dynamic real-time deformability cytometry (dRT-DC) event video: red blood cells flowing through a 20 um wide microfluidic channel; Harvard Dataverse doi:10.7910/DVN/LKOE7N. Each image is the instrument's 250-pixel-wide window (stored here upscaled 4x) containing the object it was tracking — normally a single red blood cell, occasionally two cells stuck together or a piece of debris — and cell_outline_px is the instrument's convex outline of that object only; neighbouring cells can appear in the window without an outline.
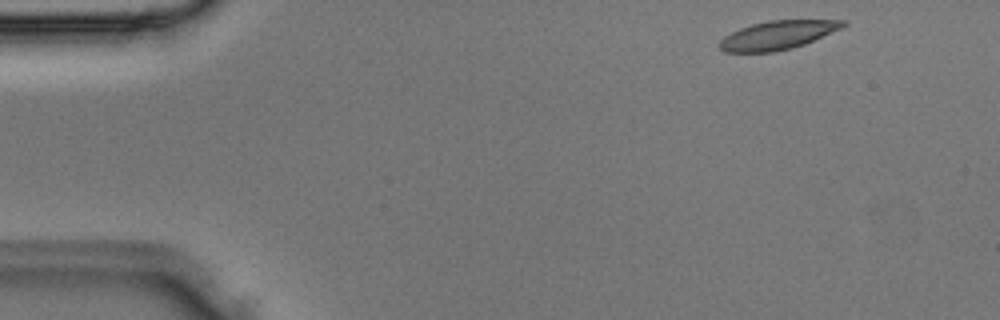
{"species": "Egyptian fruit bat (a non-hibernating species)", "species_latin": "Rousettus aegyptiacus", "temperature_condition": "room temperature", "stored_images_in_passage": 3, "camera_frame_rate_fps": 3000, "um_per_image_px": 0.085, "animal": {"sex": "male"}, "frame": {"image": 1, "passage_image": 1, "time_ms": 0.0, "image_size_px": [1000, 320], "cell_outline_px": [[848, 24], [840, 28], [804, 44], [792, 48], [772, 52], [724, 52], [716, 44], [724, 36], [740, 28], [752, 24], [768, 20], [848, 20]], "centroid_in_image_um": [66.06, 2.98], "position_along_channel_um": 18.9, "area_um2": 20.52}}